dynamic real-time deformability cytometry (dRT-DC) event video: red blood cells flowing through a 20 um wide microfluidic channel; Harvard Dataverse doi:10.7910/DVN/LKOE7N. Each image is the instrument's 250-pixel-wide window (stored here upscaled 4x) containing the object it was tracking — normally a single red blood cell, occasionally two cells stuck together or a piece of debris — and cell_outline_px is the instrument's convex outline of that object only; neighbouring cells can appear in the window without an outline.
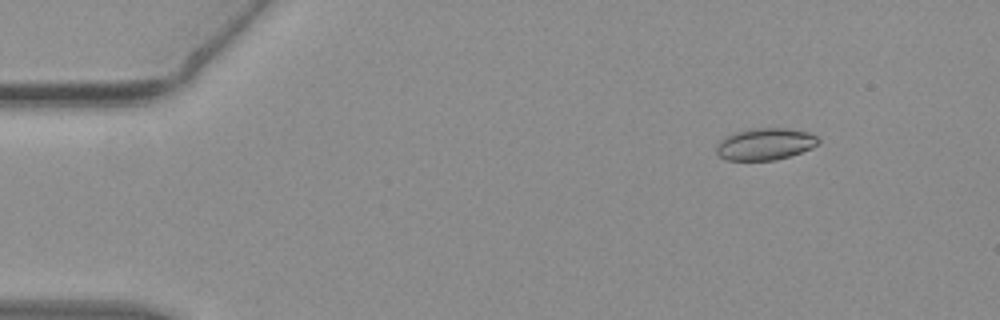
{"species": "common noctule bat (a hibernating species)", "species_latin": "Nyctalus noctula", "temperature_condition": "warm", "stored_images_in_passage": 55, "camera_frame_rate_fps": 3000, "um_per_image_px": 0.085, "animal": {"sex": "female", "body_mass_g": 19.3, "forearm_length_mm": 54.1}, "frame": {"image": 1, "passage_image": 7, "time_ms": 2.0, "image_size_px": [1000, 320], "cell_outline_px": [[820, 140], [812, 148], [788, 156], [772, 160], [728, 160], [720, 156], [716, 152], [716, 144], [720, 140], [736, 132], [752, 128], [788, 128], [808, 132], [816, 136]], "centroid_in_image_um": [65.03, 12.24], "position_along_channel_um": 20.0, "area_um2": 18.73}}
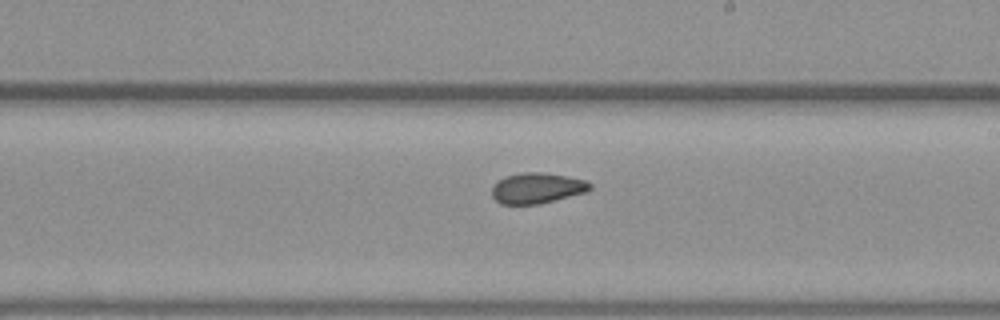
{"frame": {"image": 2, "passage_image": 32, "time_ms": 10.333, "image_size_px": [1000, 320], "cell_outline_px": [[592, 188], [584, 192], [540, 204], [500, 204], [492, 196], [492, 188], [496, 180], [504, 176], [524, 172], [544, 172], [568, 176], [584, 180], [592, 184]], "centroid_in_image_um": [45.61, 15.98], "position_along_channel_um": 243.4, "area_um2": 17.57}}
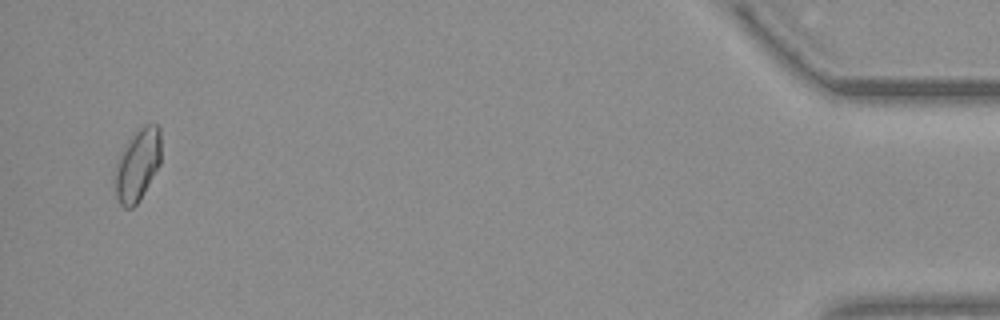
{"frame": {"image": 3, "passage_image": 53, "time_ms": 17.333, "image_size_px": [1000, 320], "cell_outline_px": [[160, 164], [140, 200], [132, 208], [124, 208], [120, 204], [116, 196], [112, 176], [120, 152], [124, 144], [144, 124], [156, 124], [160, 128]], "centroid_in_image_um": [11.65, 14.04], "position_along_channel_um": 423.5, "area_um2": 19.71}, "authors_computed_cell_mechanics": {"area_um2": 18.0336, "velocity_mm_per_s": 3.8105, "shape_relaxation_time_tau1_ms": 9.3721, "shape_relaxation_time_tau2_ms": 2.4084, "deformation_change_tau1": 0.1236, "deformation_change_tau2": 0.0699}}